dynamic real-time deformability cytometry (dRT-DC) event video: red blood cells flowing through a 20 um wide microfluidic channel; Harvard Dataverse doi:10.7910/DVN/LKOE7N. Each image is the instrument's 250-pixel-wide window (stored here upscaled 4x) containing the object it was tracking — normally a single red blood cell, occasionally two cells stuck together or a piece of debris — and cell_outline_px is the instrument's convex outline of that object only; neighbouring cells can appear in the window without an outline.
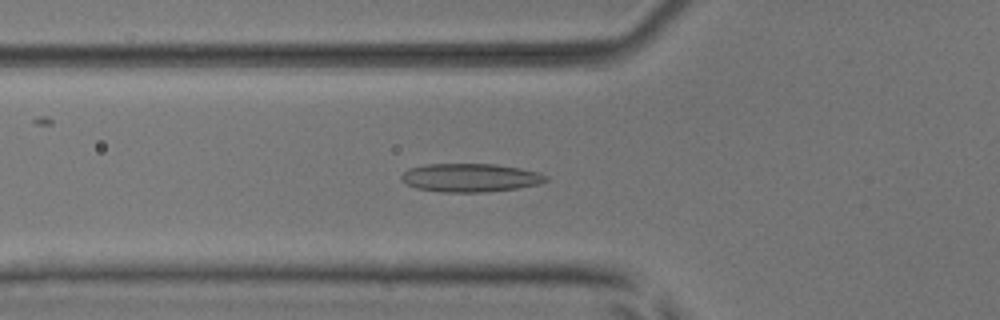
{"species": "common noctule bat (a hibernating species)", "species_latin": "Nyctalus noctula", "temperature_condition": "room temperature", "stored_images_in_passage": 52, "camera_frame_rate_fps": 3000, "um_per_image_px": 0.085, "animal": {"sex": "male", "body_mass_g": 17.9, "forearm_length_mm": 54.2}, "frame": {"image": 1, "passage_image": 19, "time_ms": 6.0, "image_size_px": [1000, 320], "cell_outline_px": [[548, 180], [540, 184], [516, 188], [484, 192], [440, 192], [416, 188], [408, 184], [400, 176], [408, 168], [428, 164], [496, 164], [520, 168], [540, 172], [548, 176]], "centroid_in_image_um": [40.01, 15.1], "position_along_channel_um": 85.8, "area_um2": 23.93}}
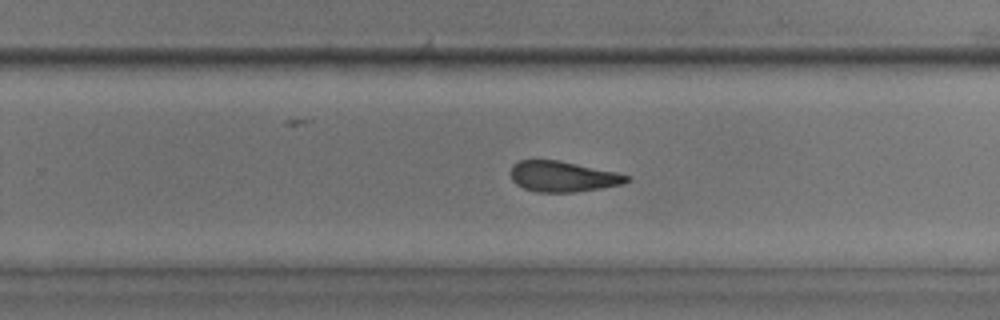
{"frame": {"image": 2, "passage_image": 34, "time_ms": 11.0, "image_size_px": [1000, 320], "cell_outline_px": [[632, 180], [624, 184], [576, 192], [536, 192], [524, 188], [516, 184], [512, 180], [512, 164], [520, 160], [556, 160], [616, 172], [632, 176]], "centroid_in_image_um": [47.88, 15.01], "position_along_channel_um": 281.9, "area_um2": 20.63}}
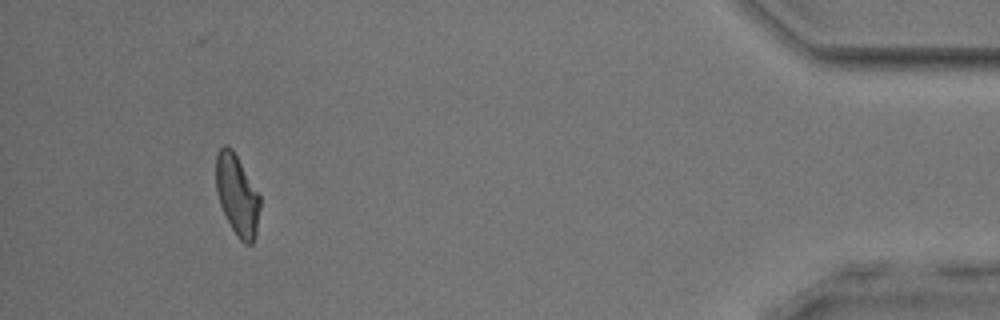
{"frame": {"image": 3, "passage_image": 49, "time_ms": 16.0, "image_size_px": [1000, 320], "cell_outline_px": [[260, 208], [256, 236], [252, 244], [244, 244], [236, 236], [220, 204], [216, 192], [216, 156], [220, 148], [224, 144], [228, 144], [232, 148], [260, 196]], "centroid_in_image_um": [20.16, 16.59], "position_along_channel_um": 415.0, "area_um2": 20.69}, "authors_computed_cell_mechanics": {"area_um2": 21.9929, "velocity_mm_per_s": 3.9256, "shape_relaxation_time_tau1_ms": 6.7684, "shape_relaxation_time_tau2_ms": 2.7429, "deformation_change_tau1": 0.1611, "deformation_change_tau2": 0.1008}}